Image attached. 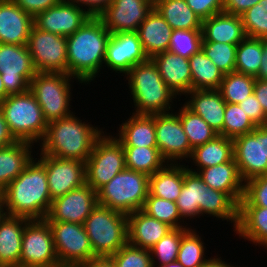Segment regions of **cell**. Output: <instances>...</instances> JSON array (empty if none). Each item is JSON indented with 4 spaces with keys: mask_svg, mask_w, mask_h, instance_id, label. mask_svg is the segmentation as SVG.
Wrapping results in <instances>:
<instances>
[{
    "mask_svg": "<svg viewBox=\"0 0 267 267\" xmlns=\"http://www.w3.org/2000/svg\"><path fill=\"white\" fill-rule=\"evenodd\" d=\"M204 41L238 45L245 37L241 16L217 13L202 22Z\"/></svg>",
    "mask_w": 267,
    "mask_h": 267,
    "instance_id": "29",
    "label": "cell"
},
{
    "mask_svg": "<svg viewBox=\"0 0 267 267\" xmlns=\"http://www.w3.org/2000/svg\"><path fill=\"white\" fill-rule=\"evenodd\" d=\"M256 128L238 104L226 103L222 136L234 139Z\"/></svg>",
    "mask_w": 267,
    "mask_h": 267,
    "instance_id": "45",
    "label": "cell"
},
{
    "mask_svg": "<svg viewBox=\"0 0 267 267\" xmlns=\"http://www.w3.org/2000/svg\"><path fill=\"white\" fill-rule=\"evenodd\" d=\"M233 157V139L217 135L209 142L192 149L188 161L191 162L193 166H197L195 167L196 170L192 165L190 168L189 165L186 166L188 170L197 173L200 169L226 163Z\"/></svg>",
    "mask_w": 267,
    "mask_h": 267,
    "instance_id": "32",
    "label": "cell"
},
{
    "mask_svg": "<svg viewBox=\"0 0 267 267\" xmlns=\"http://www.w3.org/2000/svg\"><path fill=\"white\" fill-rule=\"evenodd\" d=\"M201 45V29H176L172 32L168 51L189 59L193 54L201 50Z\"/></svg>",
    "mask_w": 267,
    "mask_h": 267,
    "instance_id": "47",
    "label": "cell"
},
{
    "mask_svg": "<svg viewBox=\"0 0 267 267\" xmlns=\"http://www.w3.org/2000/svg\"><path fill=\"white\" fill-rule=\"evenodd\" d=\"M255 80L253 76L238 72L224 74L218 91L226 103L239 104L254 93Z\"/></svg>",
    "mask_w": 267,
    "mask_h": 267,
    "instance_id": "42",
    "label": "cell"
},
{
    "mask_svg": "<svg viewBox=\"0 0 267 267\" xmlns=\"http://www.w3.org/2000/svg\"><path fill=\"white\" fill-rule=\"evenodd\" d=\"M114 137L123 147H157L155 114H133L119 124Z\"/></svg>",
    "mask_w": 267,
    "mask_h": 267,
    "instance_id": "28",
    "label": "cell"
},
{
    "mask_svg": "<svg viewBox=\"0 0 267 267\" xmlns=\"http://www.w3.org/2000/svg\"><path fill=\"white\" fill-rule=\"evenodd\" d=\"M61 267H83L96 256L83 224L48 222Z\"/></svg>",
    "mask_w": 267,
    "mask_h": 267,
    "instance_id": "10",
    "label": "cell"
},
{
    "mask_svg": "<svg viewBox=\"0 0 267 267\" xmlns=\"http://www.w3.org/2000/svg\"><path fill=\"white\" fill-rule=\"evenodd\" d=\"M238 105L241 107V109H243L256 127L267 125V115L265 114L254 93L244 99Z\"/></svg>",
    "mask_w": 267,
    "mask_h": 267,
    "instance_id": "52",
    "label": "cell"
},
{
    "mask_svg": "<svg viewBox=\"0 0 267 267\" xmlns=\"http://www.w3.org/2000/svg\"><path fill=\"white\" fill-rule=\"evenodd\" d=\"M35 144L16 141L0 148V193L13 181L34 158Z\"/></svg>",
    "mask_w": 267,
    "mask_h": 267,
    "instance_id": "31",
    "label": "cell"
},
{
    "mask_svg": "<svg viewBox=\"0 0 267 267\" xmlns=\"http://www.w3.org/2000/svg\"><path fill=\"white\" fill-rule=\"evenodd\" d=\"M186 3L202 21L223 12V0H186Z\"/></svg>",
    "mask_w": 267,
    "mask_h": 267,
    "instance_id": "51",
    "label": "cell"
},
{
    "mask_svg": "<svg viewBox=\"0 0 267 267\" xmlns=\"http://www.w3.org/2000/svg\"><path fill=\"white\" fill-rule=\"evenodd\" d=\"M66 1L83 8L92 17H98L113 2V0H66Z\"/></svg>",
    "mask_w": 267,
    "mask_h": 267,
    "instance_id": "54",
    "label": "cell"
},
{
    "mask_svg": "<svg viewBox=\"0 0 267 267\" xmlns=\"http://www.w3.org/2000/svg\"><path fill=\"white\" fill-rule=\"evenodd\" d=\"M201 49L223 74L235 72L237 45L204 41L202 39Z\"/></svg>",
    "mask_w": 267,
    "mask_h": 267,
    "instance_id": "46",
    "label": "cell"
},
{
    "mask_svg": "<svg viewBox=\"0 0 267 267\" xmlns=\"http://www.w3.org/2000/svg\"><path fill=\"white\" fill-rule=\"evenodd\" d=\"M185 165L183 163V186L176 204L181 218L193 221L205 215L206 190L209 186L198 173L188 170Z\"/></svg>",
    "mask_w": 267,
    "mask_h": 267,
    "instance_id": "24",
    "label": "cell"
},
{
    "mask_svg": "<svg viewBox=\"0 0 267 267\" xmlns=\"http://www.w3.org/2000/svg\"><path fill=\"white\" fill-rule=\"evenodd\" d=\"M36 73L26 45L0 43V75L8 95L29 90Z\"/></svg>",
    "mask_w": 267,
    "mask_h": 267,
    "instance_id": "14",
    "label": "cell"
},
{
    "mask_svg": "<svg viewBox=\"0 0 267 267\" xmlns=\"http://www.w3.org/2000/svg\"><path fill=\"white\" fill-rule=\"evenodd\" d=\"M4 215L2 196L0 193V218Z\"/></svg>",
    "mask_w": 267,
    "mask_h": 267,
    "instance_id": "63",
    "label": "cell"
},
{
    "mask_svg": "<svg viewBox=\"0 0 267 267\" xmlns=\"http://www.w3.org/2000/svg\"><path fill=\"white\" fill-rule=\"evenodd\" d=\"M183 186V163H167L149 176V193L152 196L177 201Z\"/></svg>",
    "mask_w": 267,
    "mask_h": 267,
    "instance_id": "34",
    "label": "cell"
},
{
    "mask_svg": "<svg viewBox=\"0 0 267 267\" xmlns=\"http://www.w3.org/2000/svg\"><path fill=\"white\" fill-rule=\"evenodd\" d=\"M225 259L222 260L221 256L219 257L217 254L214 257H209V259L202 264L200 267H238V265L230 264V262H225ZM240 267V266H239Z\"/></svg>",
    "mask_w": 267,
    "mask_h": 267,
    "instance_id": "60",
    "label": "cell"
},
{
    "mask_svg": "<svg viewBox=\"0 0 267 267\" xmlns=\"http://www.w3.org/2000/svg\"><path fill=\"white\" fill-rule=\"evenodd\" d=\"M1 196L4 214L44 220L52 204L45 167L34 157Z\"/></svg>",
    "mask_w": 267,
    "mask_h": 267,
    "instance_id": "1",
    "label": "cell"
},
{
    "mask_svg": "<svg viewBox=\"0 0 267 267\" xmlns=\"http://www.w3.org/2000/svg\"><path fill=\"white\" fill-rule=\"evenodd\" d=\"M162 267H184L182 264L177 261L170 262L169 264L163 265Z\"/></svg>",
    "mask_w": 267,
    "mask_h": 267,
    "instance_id": "62",
    "label": "cell"
},
{
    "mask_svg": "<svg viewBox=\"0 0 267 267\" xmlns=\"http://www.w3.org/2000/svg\"><path fill=\"white\" fill-rule=\"evenodd\" d=\"M141 210L147 215L167 224L172 229L191 227L190 224L186 223V220L184 221L181 218L175 202L152 196L150 193Z\"/></svg>",
    "mask_w": 267,
    "mask_h": 267,
    "instance_id": "43",
    "label": "cell"
},
{
    "mask_svg": "<svg viewBox=\"0 0 267 267\" xmlns=\"http://www.w3.org/2000/svg\"><path fill=\"white\" fill-rule=\"evenodd\" d=\"M8 96V94L5 91L4 83L2 81L1 75H0V103Z\"/></svg>",
    "mask_w": 267,
    "mask_h": 267,
    "instance_id": "61",
    "label": "cell"
},
{
    "mask_svg": "<svg viewBox=\"0 0 267 267\" xmlns=\"http://www.w3.org/2000/svg\"><path fill=\"white\" fill-rule=\"evenodd\" d=\"M128 243L143 249H150L169 231L170 226L142 210L127 215Z\"/></svg>",
    "mask_w": 267,
    "mask_h": 267,
    "instance_id": "27",
    "label": "cell"
},
{
    "mask_svg": "<svg viewBox=\"0 0 267 267\" xmlns=\"http://www.w3.org/2000/svg\"><path fill=\"white\" fill-rule=\"evenodd\" d=\"M116 267H153L149 249H143L126 243L111 256Z\"/></svg>",
    "mask_w": 267,
    "mask_h": 267,
    "instance_id": "49",
    "label": "cell"
},
{
    "mask_svg": "<svg viewBox=\"0 0 267 267\" xmlns=\"http://www.w3.org/2000/svg\"><path fill=\"white\" fill-rule=\"evenodd\" d=\"M254 95L267 115V80L256 79L254 83Z\"/></svg>",
    "mask_w": 267,
    "mask_h": 267,
    "instance_id": "56",
    "label": "cell"
},
{
    "mask_svg": "<svg viewBox=\"0 0 267 267\" xmlns=\"http://www.w3.org/2000/svg\"><path fill=\"white\" fill-rule=\"evenodd\" d=\"M73 78L67 73L37 72L30 81L29 90L40 105L47 123L68 117L75 112L70 105V101H73Z\"/></svg>",
    "mask_w": 267,
    "mask_h": 267,
    "instance_id": "8",
    "label": "cell"
},
{
    "mask_svg": "<svg viewBox=\"0 0 267 267\" xmlns=\"http://www.w3.org/2000/svg\"><path fill=\"white\" fill-rule=\"evenodd\" d=\"M0 109L11 134L17 141L40 143L47 130V121L35 96L30 90L8 95Z\"/></svg>",
    "mask_w": 267,
    "mask_h": 267,
    "instance_id": "5",
    "label": "cell"
},
{
    "mask_svg": "<svg viewBox=\"0 0 267 267\" xmlns=\"http://www.w3.org/2000/svg\"><path fill=\"white\" fill-rule=\"evenodd\" d=\"M33 18L40 12L57 5L61 0H12Z\"/></svg>",
    "mask_w": 267,
    "mask_h": 267,
    "instance_id": "53",
    "label": "cell"
},
{
    "mask_svg": "<svg viewBox=\"0 0 267 267\" xmlns=\"http://www.w3.org/2000/svg\"><path fill=\"white\" fill-rule=\"evenodd\" d=\"M260 0H223V12L241 16Z\"/></svg>",
    "mask_w": 267,
    "mask_h": 267,
    "instance_id": "55",
    "label": "cell"
},
{
    "mask_svg": "<svg viewBox=\"0 0 267 267\" xmlns=\"http://www.w3.org/2000/svg\"><path fill=\"white\" fill-rule=\"evenodd\" d=\"M37 157L45 167L52 200L86 183L85 162L56 158L42 152Z\"/></svg>",
    "mask_w": 267,
    "mask_h": 267,
    "instance_id": "16",
    "label": "cell"
},
{
    "mask_svg": "<svg viewBox=\"0 0 267 267\" xmlns=\"http://www.w3.org/2000/svg\"><path fill=\"white\" fill-rule=\"evenodd\" d=\"M184 105L201 116L219 135L222 134L226 102L218 90H191L185 95ZM191 98V99H189Z\"/></svg>",
    "mask_w": 267,
    "mask_h": 267,
    "instance_id": "23",
    "label": "cell"
},
{
    "mask_svg": "<svg viewBox=\"0 0 267 267\" xmlns=\"http://www.w3.org/2000/svg\"><path fill=\"white\" fill-rule=\"evenodd\" d=\"M192 226L183 234L177 256V262L184 267H200L209 258L201 234ZM207 257V258H206Z\"/></svg>",
    "mask_w": 267,
    "mask_h": 267,
    "instance_id": "41",
    "label": "cell"
},
{
    "mask_svg": "<svg viewBox=\"0 0 267 267\" xmlns=\"http://www.w3.org/2000/svg\"><path fill=\"white\" fill-rule=\"evenodd\" d=\"M137 32L145 54L151 58L157 53L168 50L173 29L153 8Z\"/></svg>",
    "mask_w": 267,
    "mask_h": 267,
    "instance_id": "30",
    "label": "cell"
},
{
    "mask_svg": "<svg viewBox=\"0 0 267 267\" xmlns=\"http://www.w3.org/2000/svg\"><path fill=\"white\" fill-rule=\"evenodd\" d=\"M241 19L246 36L260 39L267 36V0H260L249 8Z\"/></svg>",
    "mask_w": 267,
    "mask_h": 267,
    "instance_id": "48",
    "label": "cell"
},
{
    "mask_svg": "<svg viewBox=\"0 0 267 267\" xmlns=\"http://www.w3.org/2000/svg\"><path fill=\"white\" fill-rule=\"evenodd\" d=\"M33 17L12 0H0V43L26 45Z\"/></svg>",
    "mask_w": 267,
    "mask_h": 267,
    "instance_id": "22",
    "label": "cell"
},
{
    "mask_svg": "<svg viewBox=\"0 0 267 267\" xmlns=\"http://www.w3.org/2000/svg\"><path fill=\"white\" fill-rule=\"evenodd\" d=\"M83 225L96 257H111L128 242L127 215L108 207L97 204Z\"/></svg>",
    "mask_w": 267,
    "mask_h": 267,
    "instance_id": "7",
    "label": "cell"
},
{
    "mask_svg": "<svg viewBox=\"0 0 267 267\" xmlns=\"http://www.w3.org/2000/svg\"><path fill=\"white\" fill-rule=\"evenodd\" d=\"M17 140L11 134L7 122L4 119L2 111L0 109V148L12 145Z\"/></svg>",
    "mask_w": 267,
    "mask_h": 267,
    "instance_id": "57",
    "label": "cell"
},
{
    "mask_svg": "<svg viewBox=\"0 0 267 267\" xmlns=\"http://www.w3.org/2000/svg\"><path fill=\"white\" fill-rule=\"evenodd\" d=\"M189 228L172 229L149 249L153 267H162L170 262L177 261L182 236Z\"/></svg>",
    "mask_w": 267,
    "mask_h": 267,
    "instance_id": "44",
    "label": "cell"
},
{
    "mask_svg": "<svg viewBox=\"0 0 267 267\" xmlns=\"http://www.w3.org/2000/svg\"><path fill=\"white\" fill-rule=\"evenodd\" d=\"M263 43V61L256 79L267 80V36L261 38Z\"/></svg>",
    "mask_w": 267,
    "mask_h": 267,
    "instance_id": "59",
    "label": "cell"
},
{
    "mask_svg": "<svg viewBox=\"0 0 267 267\" xmlns=\"http://www.w3.org/2000/svg\"><path fill=\"white\" fill-rule=\"evenodd\" d=\"M239 207L267 208V174L249 179L244 184V195Z\"/></svg>",
    "mask_w": 267,
    "mask_h": 267,
    "instance_id": "50",
    "label": "cell"
},
{
    "mask_svg": "<svg viewBox=\"0 0 267 267\" xmlns=\"http://www.w3.org/2000/svg\"><path fill=\"white\" fill-rule=\"evenodd\" d=\"M26 46L37 72L68 74L66 37L33 25Z\"/></svg>",
    "mask_w": 267,
    "mask_h": 267,
    "instance_id": "13",
    "label": "cell"
},
{
    "mask_svg": "<svg viewBox=\"0 0 267 267\" xmlns=\"http://www.w3.org/2000/svg\"><path fill=\"white\" fill-rule=\"evenodd\" d=\"M145 54L138 32L111 33L107 43L106 56L103 64L108 71L126 75L133 66L146 62Z\"/></svg>",
    "mask_w": 267,
    "mask_h": 267,
    "instance_id": "18",
    "label": "cell"
},
{
    "mask_svg": "<svg viewBox=\"0 0 267 267\" xmlns=\"http://www.w3.org/2000/svg\"><path fill=\"white\" fill-rule=\"evenodd\" d=\"M234 232L255 247L262 245L267 250V208L239 207L238 225Z\"/></svg>",
    "mask_w": 267,
    "mask_h": 267,
    "instance_id": "33",
    "label": "cell"
},
{
    "mask_svg": "<svg viewBox=\"0 0 267 267\" xmlns=\"http://www.w3.org/2000/svg\"><path fill=\"white\" fill-rule=\"evenodd\" d=\"M110 36L102 20L91 16L71 36L66 37L68 74L79 84H91L103 70Z\"/></svg>",
    "mask_w": 267,
    "mask_h": 267,
    "instance_id": "2",
    "label": "cell"
},
{
    "mask_svg": "<svg viewBox=\"0 0 267 267\" xmlns=\"http://www.w3.org/2000/svg\"><path fill=\"white\" fill-rule=\"evenodd\" d=\"M149 194V176L125 168L97 191L98 204L129 215L141 210Z\"/></svg>",
    "mask_w": 267,
    "mask_h": 267,
    "instance_id": "6",
    "label": "cell"
},
{
    "mask_svg": "<svg viewBox=\"0 0 267 267\" xmlns=\"http://www.w3.org/2000/svg\"><path fill=\"white\" fill-rule=\"evenodd\" d=\"M262 61V39L246 36L237 45L235 72L256 77Z\"/></svg>",
    "mask_w": 267,
    "mask_h": 267,
    "instance_id": "38",
    "label": "cell"
},
{
    "mask_svg": "<svg viewBox=\"0 0 267 267\" xmlns=\"http://www.w3.org/2000/svg\"><path fill=\"white\" fill-rule=\"evenodd\" d=\"M154 8L173 30L201 29L202 20L187 5L186 0H154Z\"/></svg>",
    "mask_w": 267,
    "mask_h": 267,
    "instance_id": "35",
    "label": "cell"
},
{
    "mask_svg": "<svg viewBox=\"0 0 267 267\" xmlns=\"http://www.w3.org/2000/svg\"><path fill=\"white\" fill-rule=\"evenodd\" d=\"M90 17L83 8L61 0L57 5L38 13L33 18V24L39 30L68 37Z\"/></svg>",
    "mask_w": 267,
    "mask_h": 267,
    "instance_id": "20",
    "label": "cell"
},
{
    "mask_svg": "<svg viewBox=\"0 0 267 267\" xmlns=\"http://www.w3.org/2000/svg\"><path fill=\"white\" fill-rule=\"evenodd\" d=\"M124 77L134 102L133 114L154 115L175 110L173 101L178 96L162 80L150 58L133 66Z\"/></svg>",
    "mask_w": 267,
    "mask_h": 267,
    "instance_id": "4",
    "label": "cell"
},
{
    "mask_svg": "<svg viewBox=\"0 0 267 267\" xmlns=\"http://www.w3.org/2000/svg\"><path fill=\"white\" fill-rule=\"evenodd\" d=\"M125 168L123 145L105 131L96 140L85 162L86 183L97 192Z\"/></svg>",
    "mask_w": 267,
    "mask_h": 267,
    "instance_id": "9",
    "label": "cell"
},
{
    "mask_svg": "<svg viewBox=\"0 0 267 267\" xmlns=\"http://www.w3.org/2000/svg\"><path fill=\"white\" fill-rule=\"evenodd\" d=\"M198 175L214 190L227 193L238 205L244 195V184L234 157L215 166L200 169Z\"/></svg>",
    "mask_w": 267,
    "mask_h": 267,
    "instance_id": "25",
    "label": "cell"
},
{
    "mask_svg": "<svg viewBox=\"0 0 267 267\" xmlns=\"http://www.w3.org/2000/svg\"><path fill=\"white\" fill-rule=\"evenodd\" d=\"M83 267H116V264L111 257H95Z\"/></svg>",
    "mask_w": 267,
    "mask_h": 267,
    "instance_id": "58",
    "label": "cell"
},
{
    "mask_svg": "<svg viewBox=\"0 0 267 267\" xmlns=\"http://www.w3.org/2000/svg\"><path fill=\"white\" fill-rule=\"evenodd\" d=\"M154 8V0H113L98 16L110 33L137 32Z\"/></svg>",
    "mask_w": 267,
    "mask_h": 267,
    "instance_id": "19",
    "label": "cell"
},
{
    "mask_svg": "<svg viewBox=\"0 0 267 267\" xmlns=\"http://www.w3.org/2000/svg\"><path fill=\"white\" fill-rule=\"evenodd\" d=\"M239 205L225 192L214 190L209 187L206 190L205 214L207 217L213 216L217 220L231 221L233 231L238 225Z\"/></svg>",
    "mask_w": 267,
    "mask_h": 267,
    "instance_id": "40",
    "label": "cell"
},
{
    "mask_svg": "<svg viewBox=\"0 0 267 267\" xmlns=\"http://www.w3.org/2000/svg\"><path fill=\"white\" fill-rule=\"evenodd\" d=\"M98 204L97 192L87 183L52 200L45 218L47 222L84 224L85 219Z\"/></svg>",
    "mask_w": 267,
    "mask_h": 267,
    "instance_id": "17",
    "label": "cell"
},
{
    "mask_svg": "<svg viewBox=\"0 0 267 267\" xmlns=\"http://www.w3.org/2000/svg\"><path fill=\"white\" fill-rule=\"evenodd\" d=\"M157 66L158 72L166 85L178 95L191 91V71L189 59L170 51L160 52L150 58ZM180 95V96H179Z\"/></svg>",
    "mask_w": 267,
    "mask_h": 267,
    "instance_id": "21",
    "label": "cell"
},
{
    "mask_svg": "<svg viewBox=\"0 0 267 267\" xmlns=\"http://www.w3.org/2000/svg\"><path fill=\"white\" fill-rule=\"evenodd\" d=\"M29 221L7 214L0 218V267H20L22 235Z\"/></svg>",
    "mask_w": 267,
    "mask_h": 267,
    "instance_id": "26",
    "label": "cell"
},
{
    "mask_svg": "<svg viewBox=\"0 0 267 267\" xmlns=\"http://www.w3.org/2000/svg\"><path fill=\"white\" fill-rule=\"evenodd\" d=\"M233 155L244 182L267 174V125L233 139Z\"/></svg>",
    "mask_w": 267,
    "mask_h": 267,
    "instance_id": "12",
    "label": "cell"
},
{
    "mask_svg": "<svg viewBox=\"0 0 267 267\" xmlns=\"http://www.w3.org/2000/svg\"><path fill=\"white\" fill-rule=\"evenodd\" d=\"M191 90H218L223 80V72L199 50L189 58Z\"/></svg>",
    "mask_w": 267,
    "mask_h": 267,
    "instance_id": "36",
    "label": "cell"
},
{
    "mask_svg": "<svg viewBox=\"0 0 267 267\" xmlns=\"http://www.w3.org/2000/svg\"><path fill=\"white\" fill-rule=\"evenodd\" d=\"M178 113L182 127L192 148L205 144L219 135L201 116L193 113L184 104H180Z\"/></svg>",
    "mask_w": 267,
    "mask_h": 267,
    "instance_id": "39",
    "label": "cell"
},
{
    "mask_svg": "<svg viewBox=\"0 0 267 267\" xmlns=\"http://www.w3.org/2000/svg\"><path fill=\"white\" fill-rule=\"evenodd\" d=\"M20 267H61L48 222L30 220L24 227Z\"/></svg>",
    "mask_w": 267,
    "mask_h": 267,
    "instance_id": "11",
    "label": "cell"
},
{
    "mask_svg": "<svg viewBox=\"0 0 267 267\" xmlns=\"http://www.w3.org/2000/svg\"><path fill=\"white\" fill-rule=\"evenodd\" d=\"M155 130L157 148L168 163L188 162L193 148L176 111L155 114Z\"/></svg>",
    "mask_w": 267,
    "mask_h": 267,
    "instance_id": "15",
    "label": "cell"
},
{
    "mask_svg": "<svg viewBox=\"0 0 267 267\" xmlns=\"http://www.w3.org/2000/svg\"><path fill=\"white\" fill-rule=\"evenodd\" d=\"M126 168L148 176L162 169L168 162L157 147H123Z\"/></svg>",
    "mask_w": 267,
    "mask_h": 267,
    "instance_id": "37",
    "label": "cell"
},
{
    "mask_svg": "<svg viewBox=\"0 0 267 267\" xmlns=\"http://www.w3.org/2000/svg\"><path fill=\"white\" fill-rule=\"evenodd\" d=\"M75 114L48 123L45 136L38 144L40 152L56 158L87 161L96 140L105 131Z\"/></svg>",
    "mask_w": 267,
    "mask_h": 267,
    "instance_id": "3",
    "label": "cell"
}]
</instances>
